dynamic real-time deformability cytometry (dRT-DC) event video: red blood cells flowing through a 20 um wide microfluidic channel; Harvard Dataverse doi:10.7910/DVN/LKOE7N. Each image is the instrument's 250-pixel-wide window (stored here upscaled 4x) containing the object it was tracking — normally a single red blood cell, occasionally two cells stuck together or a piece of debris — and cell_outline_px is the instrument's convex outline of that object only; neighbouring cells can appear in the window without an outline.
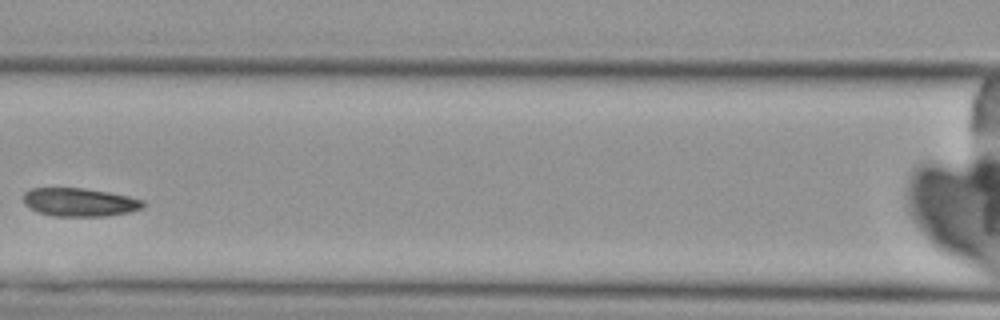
{"species": "Egyptian fruit bat (a non-hibernating species)", "species_latin": "Rousettus aegyptiacus", "temperature_condition": "cold", "stored_images_in_passage": 3, "camera_frame_rate_fps": 3000, "um_per_image_px": 0.085, "animal": {"sex": "female"}, "frame": {"image": 1, "passage_image": 3, "time_ms": 2.333, "image_size_px": [1000, 320], "cell_outline_px": [[148, 204], [144, 208], [128, 212], [108, 216], [52, 216], [40, 212], [24, 204], [24, 192], [32, 188], [84, 188], [108, 192], [128, 196], [144, 200]], "centroid_in_image_um": [6.82, 17.19], "position_along_channel_um": 159.8, "area_um2": 19.83}}